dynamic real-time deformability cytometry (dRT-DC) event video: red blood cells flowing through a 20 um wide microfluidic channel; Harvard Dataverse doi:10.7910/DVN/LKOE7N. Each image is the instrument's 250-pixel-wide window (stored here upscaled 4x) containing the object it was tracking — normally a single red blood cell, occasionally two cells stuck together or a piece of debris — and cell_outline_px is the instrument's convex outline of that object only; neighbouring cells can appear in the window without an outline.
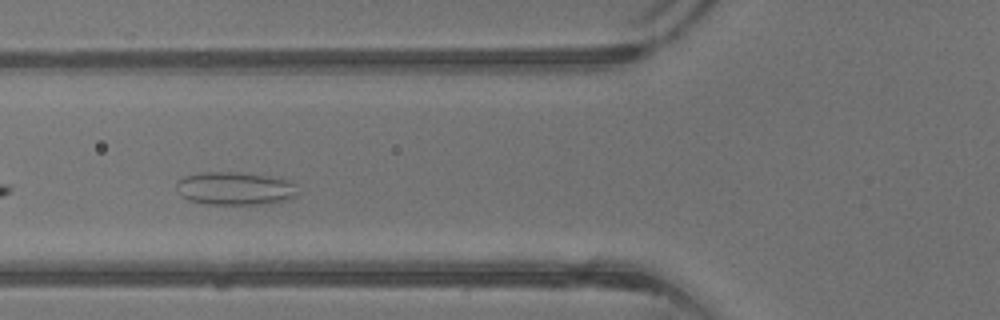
{"species": "common noctule bat (a hibernating species)", "species_latin": "Nyctalus noctula", "temperature_condition": "warm", "stored_images_in_passage": 21, "camera_frame_rate_fps": 3000, "um_per_image_px": 0.085, "animal": {"sex": "male", "body_mass_g": 13.3}, "frame": {"image": 1, "passage_image": 4, "time_ms": 1.0, "image_size_px": [1000, 320], "cell_outline_px": [[300, 192], [296, 196], [288, 200], [268, 204], [208, 204], [188, 200], [180, 196], [176, 184], [184, 176], [204, 172], [252, 172], [272, 176], [288, 180], [296, 184]], "centroid_in_image_um": [20.06, 16.01], "position_along_channel_um": 105.7, "area_um2": 23.93}}
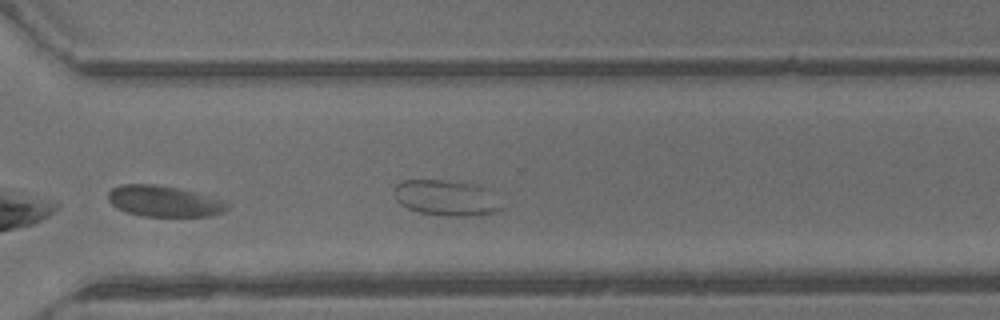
{"frame": {"image": 2, "passage_image": 18, "time_ms": 5.667, "image_size_px": [1000, 320], "cell_outline_px": [[228, 208], [224, 212], [208, 216], [144, 216], [128, 212], [116, 208], [108, 200], [108, 192], [112, 188], [120, 184], [152, 184], [180, 188], [224, 200], [228, 204]], "centroid_in_image_um": [13.93, 17.1], "position_along_channel_um": 356.7, "area_um2": 21.5}, "authors_computed_cell_mechanics": {"area_um2": 21.5016, "velocity_mm_per_s": 4.8884, "shape_relaxation_time_tau1_ms": 0.6642, "shape_relaxation_time_tau2_ms": 1.5579, "deformation_change_tau1": null, "deformation_change_tau2": 0.0404}}